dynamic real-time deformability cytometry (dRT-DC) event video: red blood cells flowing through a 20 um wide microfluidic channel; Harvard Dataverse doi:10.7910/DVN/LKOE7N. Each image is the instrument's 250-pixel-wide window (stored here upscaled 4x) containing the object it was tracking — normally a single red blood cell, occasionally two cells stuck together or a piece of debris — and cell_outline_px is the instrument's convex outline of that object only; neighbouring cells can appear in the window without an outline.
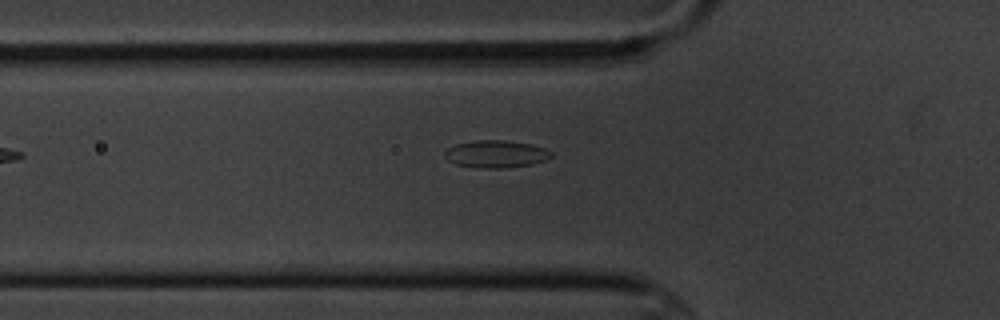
{"species": "common noctule bat (a hibernating species)", "species_latin": "Nyctalus noctula", "temperature_condition": "cold", "stored_images_in_passage": 4, "camera_frame_rate_fps": 3000, "um_per_image_px": 0.085, "animal": {"sex": "male", "body_mass_g": 20.1, "forearm_length_mm": 53.5}, "frame": {"image": 1, "passage_image": 4, "time_ms": 3.333, "image_size_px": [1000, 320], "cell_outline_px": [[552, 156], [544, 160], [532, 164], [504, 168], [480, 168], [456, 164], [448, 160], [444, 156], [444, 152], [448, 148], [456, 144], [476, 140], [504, 140], [532, 144], [544, 148], [552, 152]], "centroid_in_image_um": [42.15, 13.09], "position_along_channel_um": 83.7, "area_um2": 16.94}}